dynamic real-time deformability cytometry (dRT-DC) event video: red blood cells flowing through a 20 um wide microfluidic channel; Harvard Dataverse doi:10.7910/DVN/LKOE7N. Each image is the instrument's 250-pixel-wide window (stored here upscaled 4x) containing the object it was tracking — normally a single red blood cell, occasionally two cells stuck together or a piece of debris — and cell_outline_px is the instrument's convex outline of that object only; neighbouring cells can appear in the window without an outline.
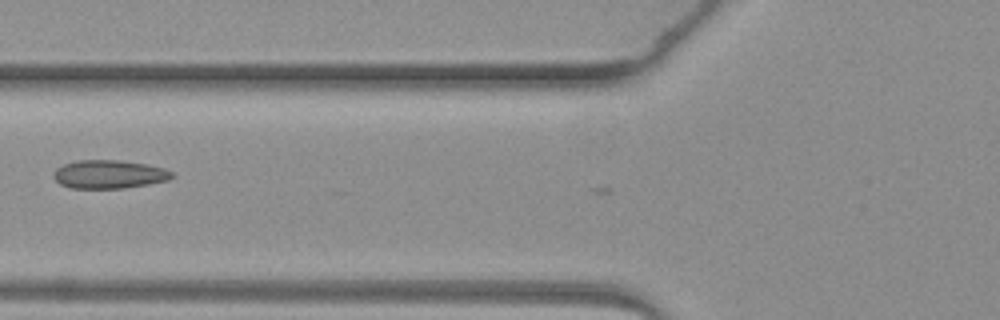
{"species": "common noctule bat (a hibernating species)", "species_latin": "Nyctalus noctula", "temperature_condition": "warm", "stored_images_in_passage": 5, "camera_frame_rate_fps": 3000, "um_per_image_px": 0.085, "animal": {"sex": "female", "body_mass_g": 19.3, "forearm_length_mm": 54.1}, "frame": {"image": 1, "passage_image": 5, "time_ms": 4.667, "image_size_px": [1000, 320], "cell_outline_px": [[176, 176], [168, 180], [148, 184], [124, 188], [72, 188], [60, 184], [52, 176], [52, 172], [56, 168], [64, 164], [76, 160], [120, 160], [148, 164], [164, 168], [172, 172]], "centroid_in_image_um": [9.27, 14.81], "position_along_channel_um": 116.5, "area_um2": 19.77}}